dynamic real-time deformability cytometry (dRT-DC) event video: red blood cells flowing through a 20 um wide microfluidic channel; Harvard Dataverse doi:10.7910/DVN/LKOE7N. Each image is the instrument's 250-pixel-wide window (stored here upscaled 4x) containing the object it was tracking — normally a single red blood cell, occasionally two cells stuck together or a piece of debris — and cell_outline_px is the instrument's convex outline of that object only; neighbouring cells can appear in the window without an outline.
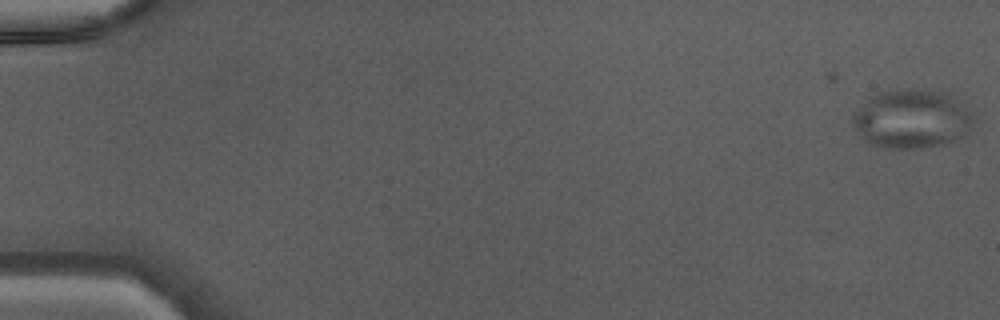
{"species": "Egyptian fruit bat (a non-hibernating species)", "species_latin": "Rousettus aegyptiacus", "temperature_condition": "warm", "stored_images_in_passage": 47, "camera_frame_rate_fps": 3000, "um_per_image_px": 0.085, "animal": {"sex": "male"}, "frame": {"image": 1, "passage_image": 1, "time_ms": 0.0, "image_size_px": [1000, 320], "cell_outline_px": [[980, 120], [964, 136], [956, 140], [920, 148], [884, 148], [868, 144], [860, 136], [852, 124], [852, 116], [868, 96], [876, 92], [896, 88], [924, 88], [948, 92], [960, 100]], "centroid_in_image_um": [77.55, 10.06], "position_along_channel_um": 7.5, "area_um2": 42.89}}
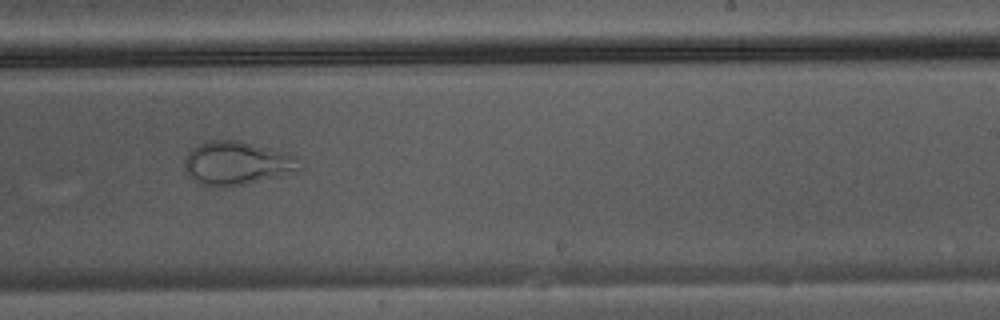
{"frame": {"image": 2, "passage_image": 30, "time_ms": 9.667, "image_size_px": [1000, 320], "cell_outline_px": [[304, 168], [296, 172], [228, 188], [204, 184], [196, 180], [184, 168], [184, 160], [188, 152], [192, 148], [204, 140], [240, 140], [292, 152], [300, 156]], "centroid_in_image_um": [20.26, 13.83], "position_along_channel_um": 268.7, "area_um2": 29.94}}
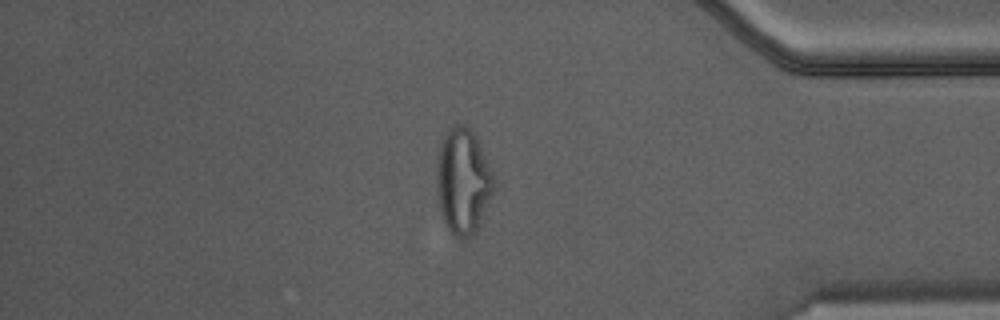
{"frame": {"image": 3, "passage_image": 40, "time_ms": 13.0, "image_size_px": [1000, 320], "cell_outline_px": [[492, 196], [472, 236], [460, 240], [456, 240], [452, 236], [440, 212], [436, 200], [436, 160], [440, 144], [448, 128], [452, 124], [464, 124], [476, 136], [480, 144], [492, 176]], "centroid_in_image_um": [39.28, 15.41], "position_along_channel_um": 395.9, "area_um2": 35.2}}